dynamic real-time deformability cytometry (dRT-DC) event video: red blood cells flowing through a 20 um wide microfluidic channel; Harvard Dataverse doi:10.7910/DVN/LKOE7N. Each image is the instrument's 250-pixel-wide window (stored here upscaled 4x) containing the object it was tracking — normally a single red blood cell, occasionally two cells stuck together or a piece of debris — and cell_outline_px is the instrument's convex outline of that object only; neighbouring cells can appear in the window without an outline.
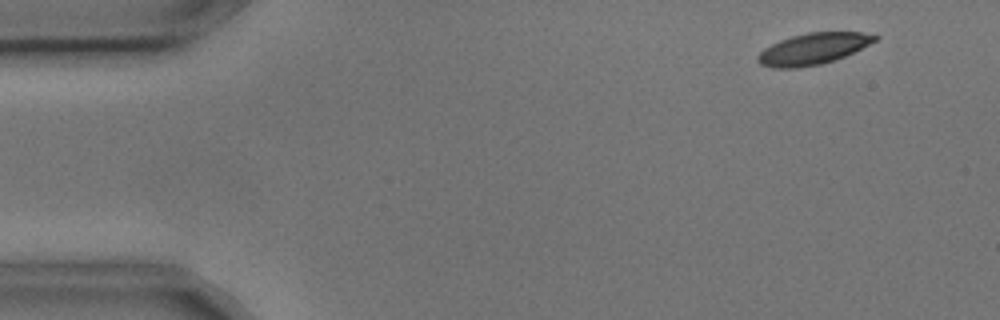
{"species": "common noctule bat (a hibernating species)", "species_latin": "Nyctalus noctula", "temperature_condition": "cold", "stored_images_in_passage": 5, "camera_frame_rate_fps": 3000, "um_per_image_px": 0.085, "animal": {"sex": "male", "body_mass_g": 17.9, "forearm_length_mm": 54.2}, "frame": {"image": 1, "passage_image": 2, "time_ms": 0.333, "image_size_px": [1000, 320], "cell_outline_px": [[880, 36], [876, 40], [844, 56], [820, 64], [796, 68], [772, 68], [760, 64], [756, 60], [756, 56], [764, 48], [780, 40], [792, 36], [808, 32], [864, 32]], "centroid_in_image_um": [69.07, 4.14], "position_along_channel_um": 15.9, "area_um2": 21.15}}
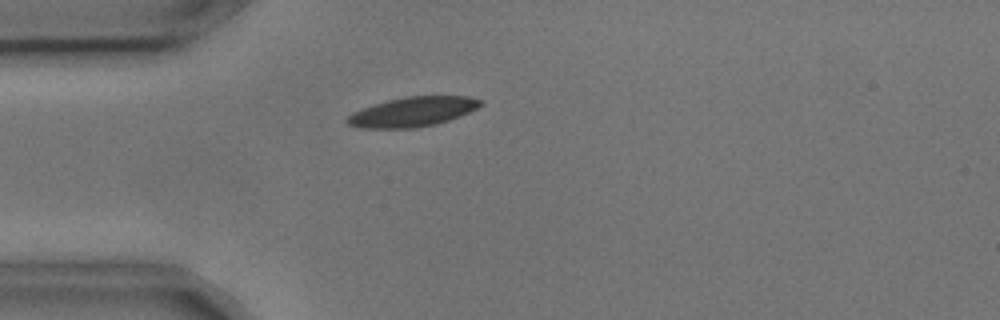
{"frame": {"image": 2, "passage_image": 4, "time_ms": 1.0, "image_size_px": [1000, 320], "cell_outline_px": [[484, 104], [460, 116], [436, 124], [416, 128], [360, 128], [348, 124], [344, 120], [352, 112], [388, 100], [408, 96], [468, 96], [484, 100]], "centroid_in_image_um": [35.09, 9.5], "position_along_channel_um": 49.9, "area_um2": 22.95}}